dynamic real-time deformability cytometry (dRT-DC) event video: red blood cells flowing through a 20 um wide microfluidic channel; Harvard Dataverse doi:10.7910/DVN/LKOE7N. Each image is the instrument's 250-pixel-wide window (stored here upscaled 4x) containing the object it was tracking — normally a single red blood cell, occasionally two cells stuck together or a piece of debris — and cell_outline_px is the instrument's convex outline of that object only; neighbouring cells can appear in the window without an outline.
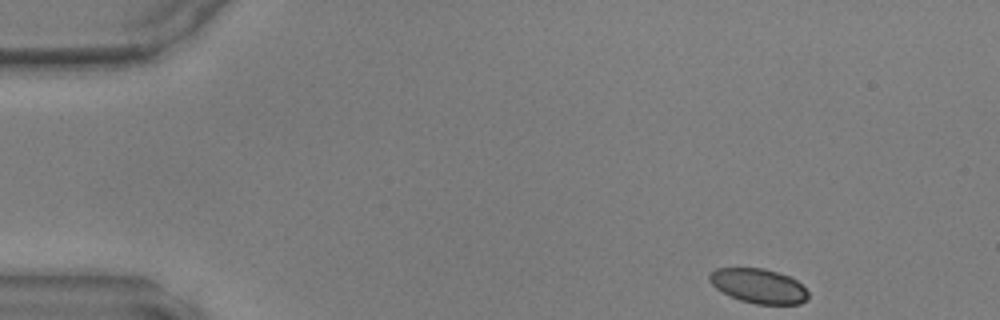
{"species": "common noctule bat (a hibernating species)", "species_latin": "Nyctalus noctula", "temperature_condition": "warm", "stored_images_in_passage": 43, "camera_frame_rate_fps": 3000, "um_per_image_px": 0.085, "animal": {"sex": "male", "body_mass_g": 17.9, "forearm_length_mm": 54.2}, "frame": {"image": 1, "passage_image": 1, "time_ms": 0.0, "image_size_px": [1000, 320], "cell_outline_px": [[808, 300], [800, 304], [756, 304], [740, 300], [716, 288], [708, 280], [708, 276], [716, 268], [764, 268], [788, 276], [796, 280], [808, 292]], "centroid_in_image_um": [64.49, 24.3], "position_along_channel_um": 20.5, "area_um2": 19.71}}
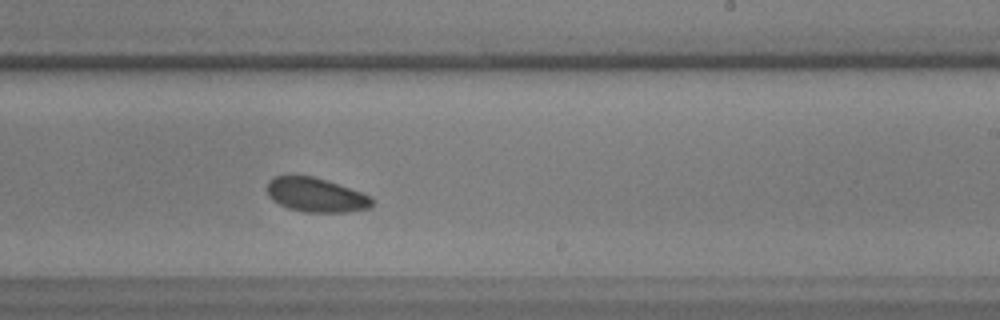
{"frame": {"image": 2, "passage_image": 25, "time_ms": 8.0, "image_size_px": [1000, 320], "cell_outline_px": [[372, 204], [368, 208], [348, 212], [304, 212], [288, 208], [272, 200], [268, 196], [268, 180], [276, 176], [312, 176], [372, 196]], "centroid_in_image_um": [26.83, 16.58], "position_along_channel_um": 262.2, "area_um2": 20.58}}
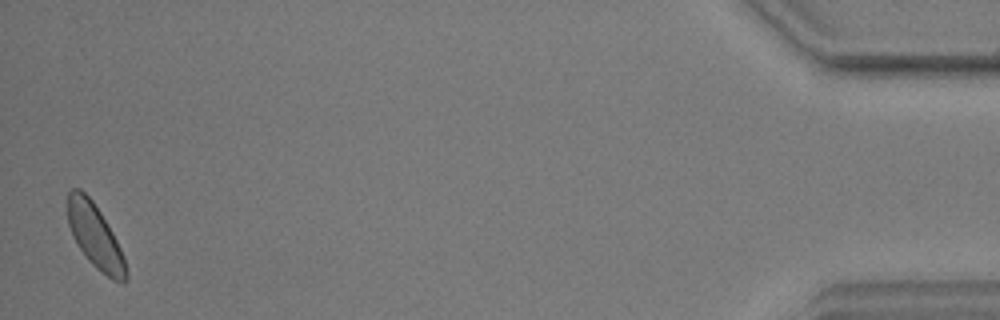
{"frame": {"image": 3, "passage_image": 43, "time_ms": 14.0, "image_size_px": [1000, 320], "cell_outline_px": [[128, 280], [112, 280], [96, 268], [88, 260], [72, 236], [68, 224], [68, 192], [72, 188], [80, 188], [92, 200], [100, 212], [112, 232], [120, 248], [128, 272]], "centroid_in_image_um": [8.07, 20.06], "position_along_channel_um": 427.1, "area_um2": 21.39}}